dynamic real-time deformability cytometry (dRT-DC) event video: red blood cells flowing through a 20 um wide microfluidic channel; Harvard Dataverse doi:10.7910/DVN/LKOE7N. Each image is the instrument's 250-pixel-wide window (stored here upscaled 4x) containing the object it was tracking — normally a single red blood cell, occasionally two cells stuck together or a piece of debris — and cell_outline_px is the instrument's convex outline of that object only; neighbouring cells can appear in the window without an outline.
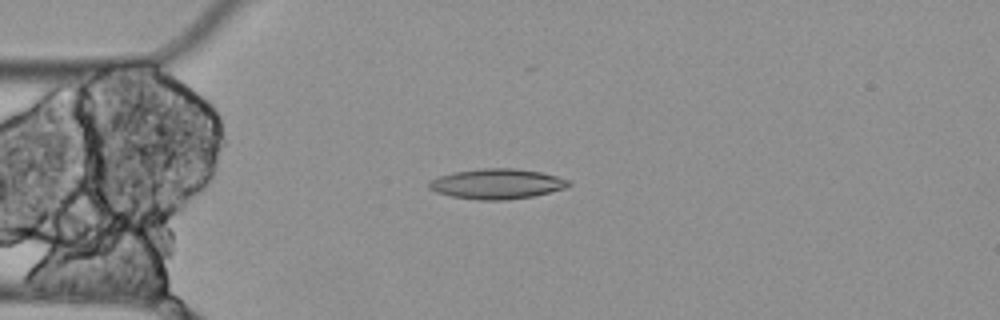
{"species": "Egyptian fruit bat (a non-hibernating species)", "species_latin": "Rousettus aegyptiacus", "temperature_condition": "cold", "stored_images_in_passage": 3, "camera_frame_rate_fps": 3000, "um_per_image_px": 0.085, "animal": {"sex": "female"}, "frame": {"image": 1, "passage_image": 3, "time_ms": 0.667, "image_size_px": [1000, 320], "cell_outline_px": [[572, 184], [568, 188], [532, 196], [504, 200], [476, 200], [452, 196], [436, 192], [428, 188], [428, 180], [440, 176], [456, 172], [480, 168], [516, 168], [540, 172], [556, 176], [568, 180]], "centroid_in_image_um": [42.24, 15.63], "position_along_channel_um": 42.8, "area_um2": 24.57}}